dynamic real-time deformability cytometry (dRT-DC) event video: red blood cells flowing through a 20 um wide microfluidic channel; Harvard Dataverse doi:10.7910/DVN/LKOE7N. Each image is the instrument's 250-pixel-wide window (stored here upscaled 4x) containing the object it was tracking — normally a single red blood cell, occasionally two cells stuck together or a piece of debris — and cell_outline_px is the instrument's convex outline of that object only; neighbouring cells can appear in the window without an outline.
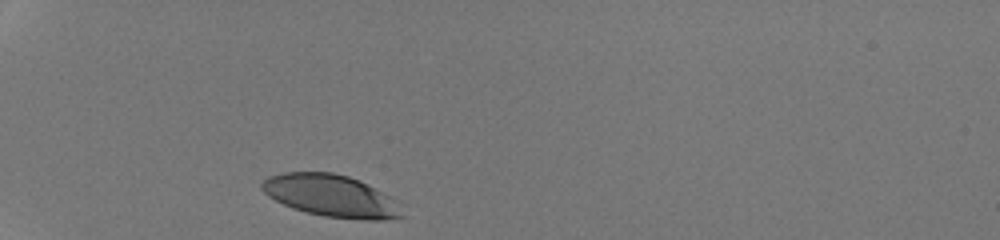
{"species": "human", "species_latin": "Homo sapiens", "temperature_condition": "room temperature", "stored_images_in_passage": 28, "camera_frame_rate_fps": 3000, "um_per_image_px": 0.085, "donor": {"sex": "male"}, "frame": {"image": 1, "passage_image": 1, "time_ms": 0.0, "image_size_px": [1000, 240], "cell_outline_px": [[404, 216], [380, 220], [364, 220], [324, 216], [292, 208], [268, 196], [260, 188], [260, 184], [268, 176], [284, 172], [332, 172], [348, 176], [360, 180], [400, 200]], "centroid_in_image_um": [28.2, 16.64], "position_along_channel_um": 56.8, "area_um2": 34.74}}
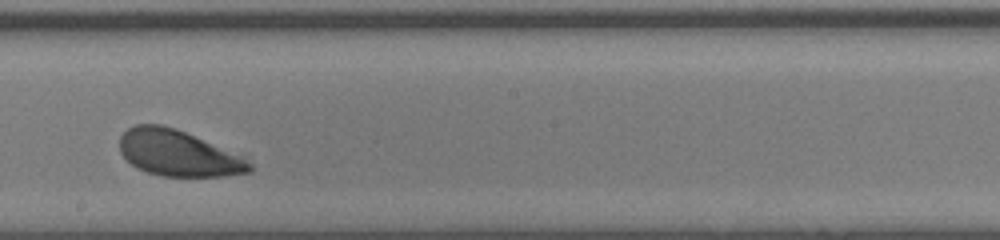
{"frame": {"image": 2, "passage_image": 16, "time_ms": 5.0, "image_size_px": [1000, 240], "cell_outline_px": [[252, 172], [224, 176], [160, 176], [136, 168], [120, 152], [120, 136], [128, 128], [136, 124], [160, 124], [176, 128], [236, 156], [252, 164]], "centroid_in_image_um": [15.05, 13.03], "position_along_channel_um": 233.2, "area_um2": 33.87}}
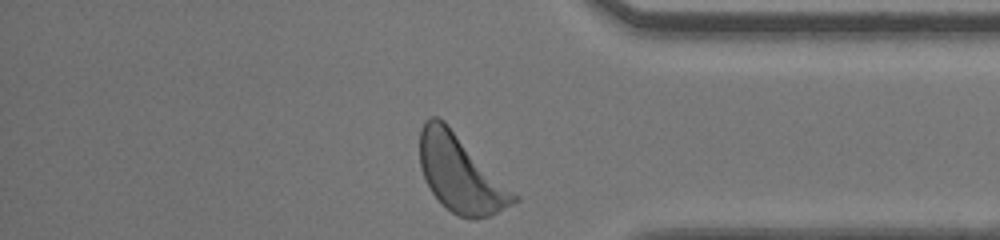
{"frame": {"image": 3, "passage_image": 28, "time_ms": 9.0, "image_size_px": [1000, 240], "cell_outline_px": [[520, 200], [488, 216], [472, 220], [460, 216], [452, 212], [432, 192], [424, 176], [420, 164], [420, 128], [424, 120], [432, 116], [436, 116], [444, 120], [520, 196]], "centroid_in_image_um": [39.17, 14.73], "position_along_channel_um": 396.0, "area_um2": 41.96}, "authors_computed_cell_mechanics": {"area_um2": 36.703, "velocity_mm_per_s": 4.235, "shape_relaxation_time_tau1_ms": 1.7212, "shape_relaxation_time_tau2_ms": null, "deformation_change_tau1": 0.1208, "deformation_change_tau2": null}}